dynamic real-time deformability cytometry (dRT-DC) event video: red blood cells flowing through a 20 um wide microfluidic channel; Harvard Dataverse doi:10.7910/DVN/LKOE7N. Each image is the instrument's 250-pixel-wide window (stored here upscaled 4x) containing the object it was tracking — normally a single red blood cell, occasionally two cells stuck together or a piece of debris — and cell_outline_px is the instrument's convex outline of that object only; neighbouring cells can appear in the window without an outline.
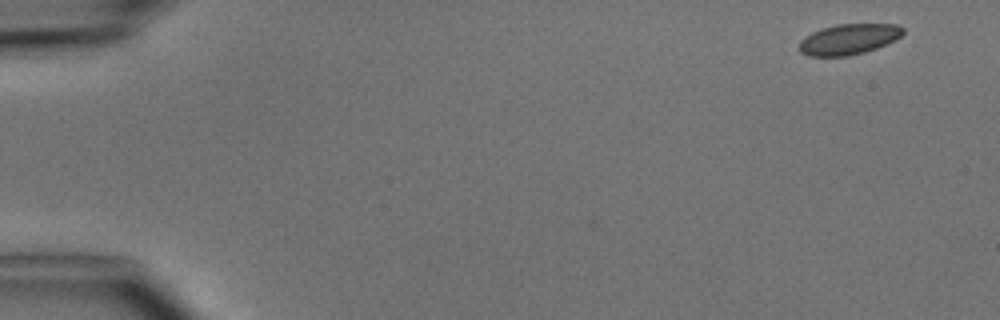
{"species": "common noctule bat (a hibernating species)", "species_latin": "Nyctalus noctula", "temperature_condition": "cold", "stored_images_in_passage": 5, "camera_frame_rate_fps": 3000, "um_per_image_px": 0.085, "animal": {"sex": "male", "body_mass_g": 15.6}, "frame": {"image": 1, "passage_image": 1, "time_ms": 0.0, "image_size_px": [1000, 320], "cell_outline_px": [[904, 32], [896, 40], [876, 48], [864, 52], [848, 56], [808, 56], [800, 52], [800, 40], [804, 36], [820, 28], [836, 24], [896, 24], [904, 28]], "centroid_in_image_um": [72.13, 3.33], "position_along_channel_um": 12.9, "area_um2": 18.61}}
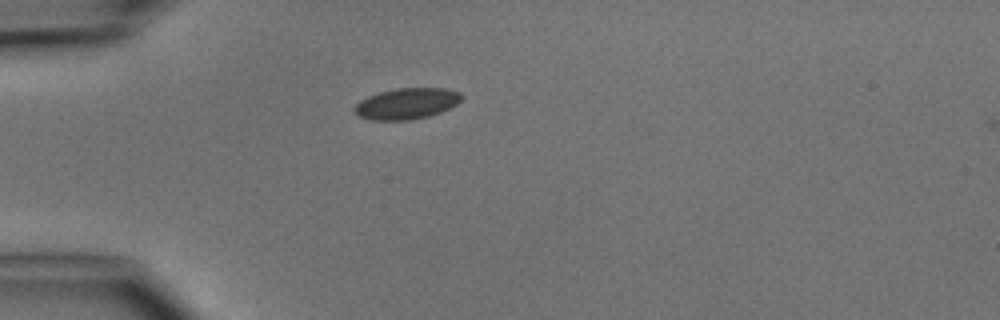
{"frame": {"image": 2, "passage_image": 4, "time_ms": 3.667, "image_size_px": [1000, 320], "cell_outline_px": [[464, 96], [456, 104], [440, 112], [428, 116], [412, 120], [372, 120], [356, 116], [352, 112], [352, 108], [360, 100], [368, 96], [380, 92], [396, 88], [444, 88], [460, 92]], "centroid_in_image_um": [34.52, 8.81], "position_along_channel_um": 50.5, "area_um2": 19.54}}